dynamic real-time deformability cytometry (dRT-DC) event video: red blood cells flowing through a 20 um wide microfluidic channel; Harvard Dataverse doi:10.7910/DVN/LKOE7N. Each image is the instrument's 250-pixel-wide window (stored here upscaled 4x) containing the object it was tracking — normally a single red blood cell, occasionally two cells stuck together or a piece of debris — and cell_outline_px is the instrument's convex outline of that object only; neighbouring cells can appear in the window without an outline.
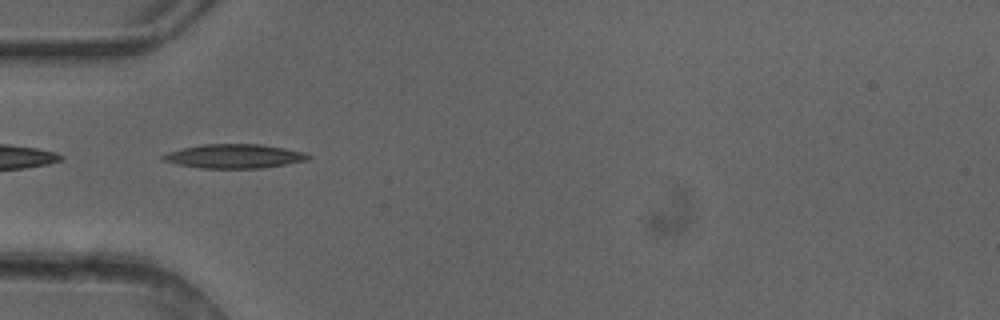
{"species": "common noctule bat (a hibernating species)", "species_latin": "Nyctalus noctula", "temperature_condition": "cold", "stored_images_in_passage": 4, "camera_frame_rate_fps": 3000, "um_per_image_px": 0.085, "animal": {"sex": "female"}, "frame": {"image": 1, "passage_image": 2, "time_ms": 0.333, "image_size_px": [1000, 320], "cell_outline_px": [[312, 156], [308, 160], [260, 168], [200, 168], [176, 164], [160, 160], [160, 156], [168, 152], [184, 148], [204, 144], [260, 144], [308, 152]], "centroid_in_image_um": [19.91, 13.27], "position_along_channel_um": 65.1, "area_um2": 20.4}}
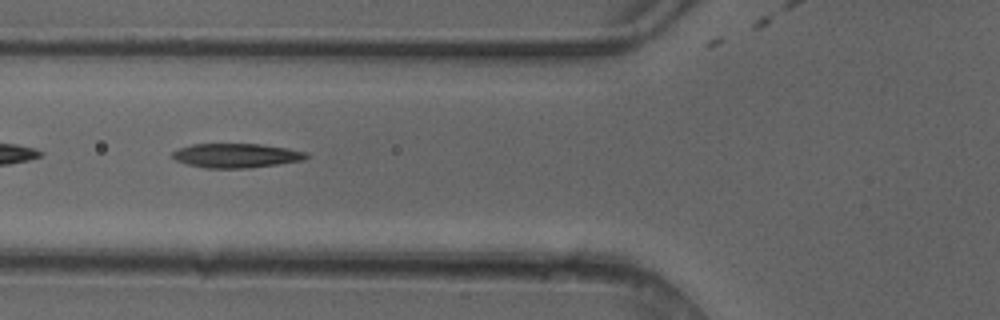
{"frame": {"image": 2, "passage_image": 3, "time_ms": 0.667, "image_size_px": [1000, 320], "cell_outline_px": [[308, 156], [304, 160], [252, 168], [204, 168], [188, 164], [176, 160], [172, 156], [172, 152], [180, 148], [192, 144], [260, 144], [288, 148], [308, 152]], "centroid_in_image_um": [20.11, 13.22], "position_along_channel_um": 105.7, "area_um2": 18.96}}